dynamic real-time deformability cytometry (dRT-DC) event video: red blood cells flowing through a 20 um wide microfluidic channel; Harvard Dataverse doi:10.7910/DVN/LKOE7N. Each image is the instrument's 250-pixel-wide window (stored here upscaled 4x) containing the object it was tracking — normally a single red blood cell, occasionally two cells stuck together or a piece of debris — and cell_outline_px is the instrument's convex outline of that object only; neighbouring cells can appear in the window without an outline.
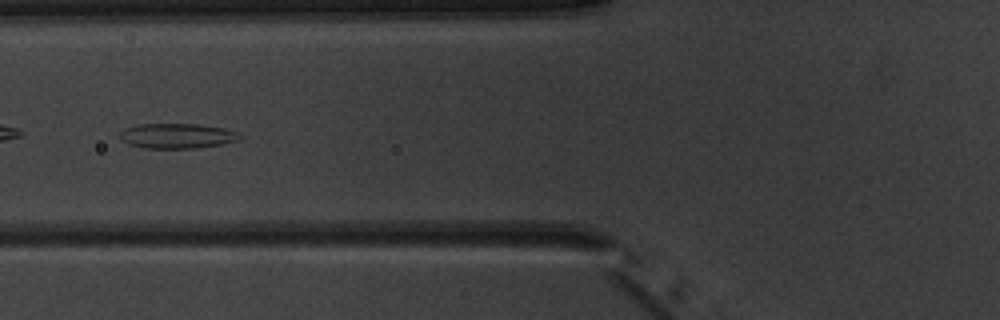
{"species": "common noctule bat (a hibernating species)", "species_latin": "Nyctalus noctula", "temperature_condition": "warm", "stored_images_in_passage": 6, "camera_frame_rate_fps": 3000, "um_per_image_px": 0.085, "animal": {"sex": "male", "body_mass_g": 20.1, "forearm_length_mm": 53.5}, "frame": {"image": 1, "passage_image": 6, "time_ms": 5.667, "image_size_px": [1000, 320], "cell_outline_px": [[244, 136], [240, 140], [224, 144], [196, 148], [144, 148], [128, 144], [120, 136], [120, 132], [124, 128], [140, 124], [196, 124], [224, 128], [240, 132]], "centroid_in_image_um": [15.13, 11.55], "position_along_channel_um": 110.7, "area_um2": 17.63}}